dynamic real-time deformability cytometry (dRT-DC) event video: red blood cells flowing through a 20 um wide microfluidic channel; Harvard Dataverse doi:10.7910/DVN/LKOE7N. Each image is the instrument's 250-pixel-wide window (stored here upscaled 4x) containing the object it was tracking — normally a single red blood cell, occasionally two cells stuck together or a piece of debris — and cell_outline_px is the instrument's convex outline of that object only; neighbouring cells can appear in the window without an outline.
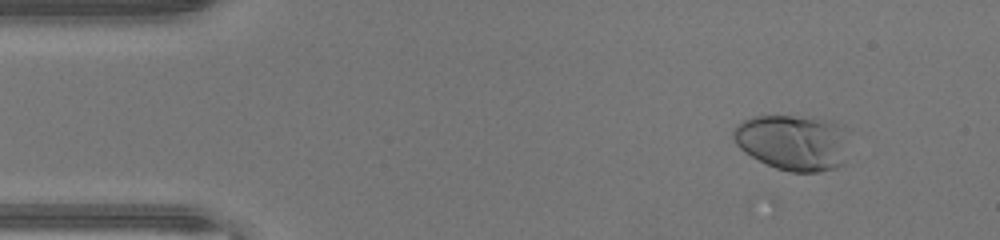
{"species": "human", "species_latin": "Homo sapiens", "temperature_condition": "warm", "stored_images_in_passage": 47, "camera_frame_rate_fps": 3000, "um_per_image_px": 0.085, "donor": {"sex": "male"}, "frame": {"image": 1, "passage_image": 5, "time_ms": 1.333, "image_size_px": [1000, 240], "cell_outline_px": [[844, 164], [836, 168], [820, 172], [792, 172], [776, 168], [744, 152], [736, 144], [732, 136], [732, 132], [744, 120], [752, 116], [792, 116], [832, 120], [844, 124]], "centroid_in_image_um": [67.4, 12.1], "position_along_channel_um": 17.6, "area_um2": 37.34}}
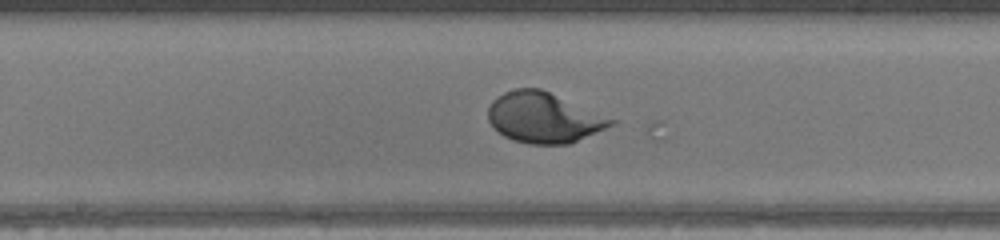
{"frame": {"image": 2, "passage_image": 24, "time_ms": 7.667, "image_size_px": [1000, 240], "cell_outline_px": [[616, 120], [612, 124], [604, 128], [568, 144], [528, 144], [512, 140], [504, 136], [488, 120], [488, 108], [492, 100], [496, 96], [504, 92], [516, 88], [540, 88]], "centroid_in_image_um": [46.15, 9.99], "position_along_channel_um": 202.0, "area_um2": 35.55}}
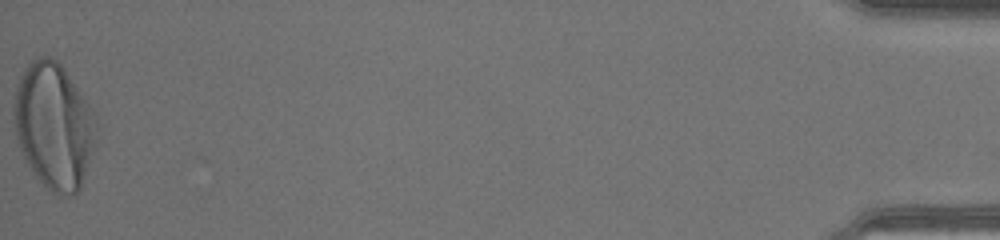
{"frame": {"image": 3, "passage_image": 47, "time_ms": 15.333, "image_size_px": [1000, 240], "cell_outline_px": [[96, 124], [92, 152], [80, 188], [72, 196], [56, 196], [36, 176], [24, 160], [16, 136], [12, 116], [16, 84], [24, 68], [32, 60], [40, 56], [48, 56], [56, 60], [64, 68], [92, 108]], "centroid_in_image_um": [4.54, 10.68], "position_along_channel_um": 430.7, "area_um2": 60.34}}